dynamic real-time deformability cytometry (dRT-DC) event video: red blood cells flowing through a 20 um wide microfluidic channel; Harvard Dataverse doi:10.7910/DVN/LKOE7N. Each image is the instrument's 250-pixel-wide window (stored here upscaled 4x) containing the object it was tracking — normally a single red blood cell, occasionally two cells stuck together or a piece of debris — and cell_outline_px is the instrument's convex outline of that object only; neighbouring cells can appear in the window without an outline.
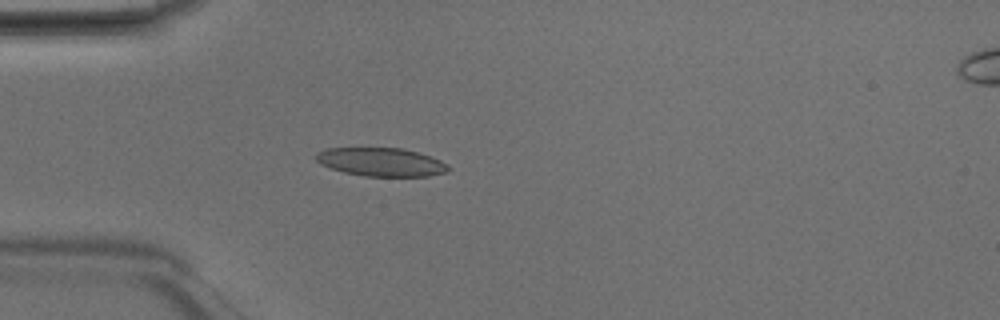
{"species": "Egyptian fruit bat (a non-hibernating species)", "species_latin": "Rousettus aegyptiacus", "temperature_condition": "room temperature", "stored_images_in_passage": 46, "camera_frame_rate_fps": 3000, "um_per_image_px": 0.085, "animal": {"sex": "male"}, "frame": {"image": 1, "passage_image": 11, "time_ms": 3.333, "image_size_px": [1000, 320], "cell_outline_px": [[452, 168], [448, 172], [428, 176], [364, 176], [344, 172], [320, 164], [316, 160], [316, 152], [328, 148], [404, 148], [440, 160], [448, 164]], "centroid_in_image_um": [32.42, 13.77], "position_along_channel_um": 52.6, "area_um2": 21.91}}
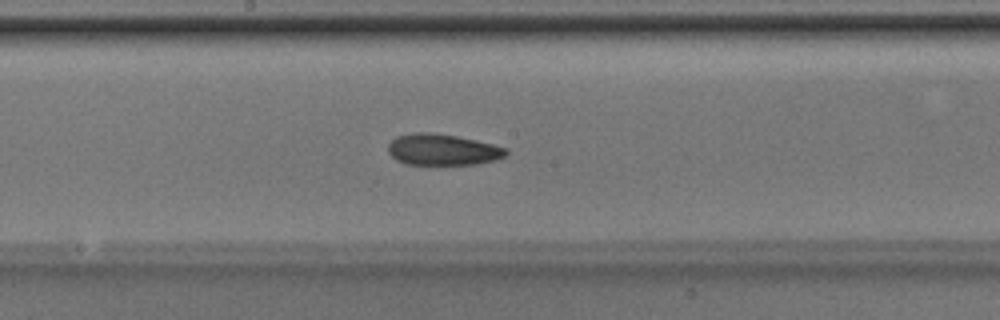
{"frame": {"image": 2, "passage_image": 23, "time_ms": 7.333, "image_size_px": [1000, 320], "cell_outline_px": [[508, 152], [504, 156], [496, 160], [476, 164], [404, 164], [396, 160], [388, 152], [388, 144], [396, 136], [412, 132], [432, 132], [456, 136], [476, 140], [508, 148]], "centroid_in_image_um": [37.6, 12.71], "position_along_channel_um": 210.6, "area_um2": 21.56}}
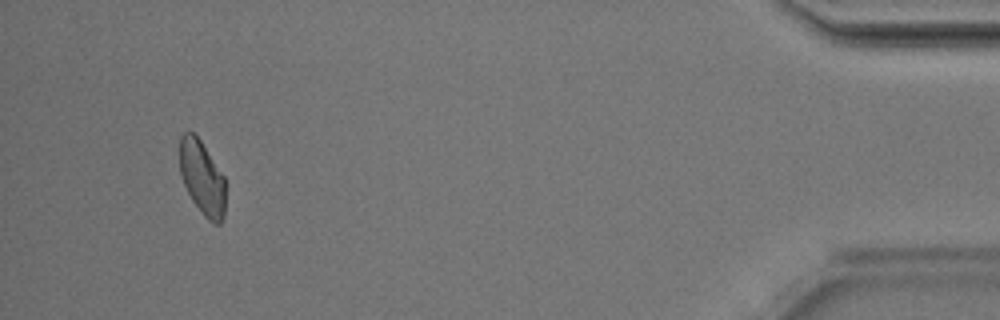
{"frame": {"image": 3, "passage_image": 43, "time_ms": 14.0, "image_size_px": [1000, 320], "cell_outline_px": [[224, 216], [220, 224], [216, 224], [208, 220], [204, 216], [192, 200], [184, 184], [180, 172], [180, 136], [184, 132], [192, 132], [200, 140], [224, 176]], "centroid_in_image_um": [17.17, 15.12], "position_along_channel_um": 418.0, "area_um2": 19.48}, "authors_computed_cell_mechanics": {"area_um2": 21.7906, "velocity_mm_per_s": 4.1775, "shape_relaxation_time_tau1_ms": 4.4656, "shape_relaxation_time_tau2_ms": 7.6085, "deformation_change_tau1": 0.1178, "deformation_change_tau2": 0.1502}}